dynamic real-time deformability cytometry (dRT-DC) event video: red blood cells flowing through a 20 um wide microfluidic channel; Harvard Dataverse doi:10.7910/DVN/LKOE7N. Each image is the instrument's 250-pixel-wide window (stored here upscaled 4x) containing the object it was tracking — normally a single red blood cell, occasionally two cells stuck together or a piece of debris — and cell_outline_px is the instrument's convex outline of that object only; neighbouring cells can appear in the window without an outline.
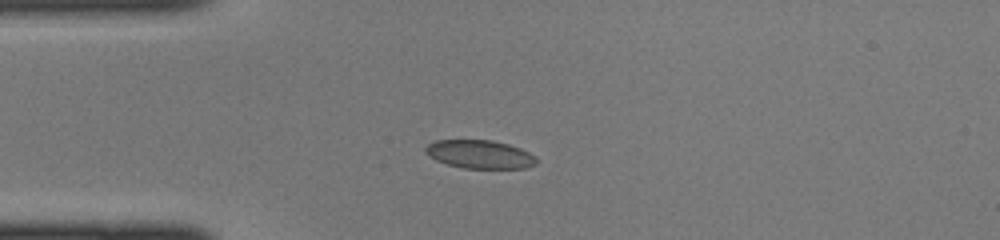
{"species": "common noctule bat (a hibernating species)", "species_latin": "Nyctalus noctula", "temperature_condition": "cold", "stored_images_in_passage": 34, "camera_frame_rate_fps": 3000, "um_per_image_px": 0.085, "animal": {"sex": "female", "body_mass_g": 22.0, "forearm_length_mm": 56.7}, "frame": {"image": 1, "passage_image": 1, "time_ms": 0.0, "image_size_px": [1000, 240], "cell_outline_px": [[536, 164], [524, 168], [464, 168], [448, 164], [436, 160], [424, 152], [424, 148], [428, 144], [436, 140], [492, 140], [508, 144], [520, 148], [536, 156]], "centroid_in_image_um": [40.77, 13.11], "position_along_channel_um": 44.2, "area_um2": 18.26}}
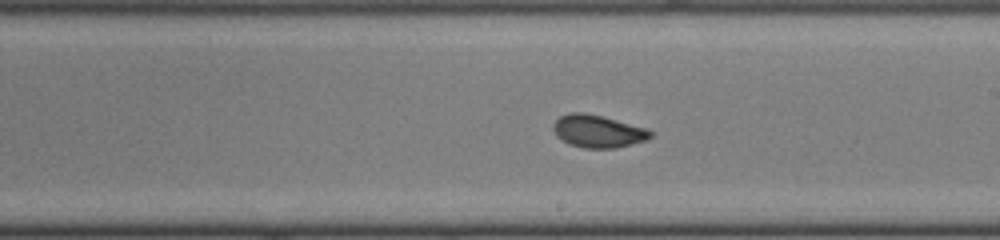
{"frame": {"image": 2, "passage_image": 15, "time_ms": 4.667, "image_size_px": [1000, 240], "cell_outline_px": [[652, 136], [648, 140], [616, 148], [584, 148], [568, 144], [556, 136], [552, 128], [552, 124], [560, 116], [572, 112], [584, 112], [648, 128], [652, 132]], "centroid_in_image_um": [50.82, 11.16], "position_along_channel_um": 238.2, "area_um2": 18.55}}
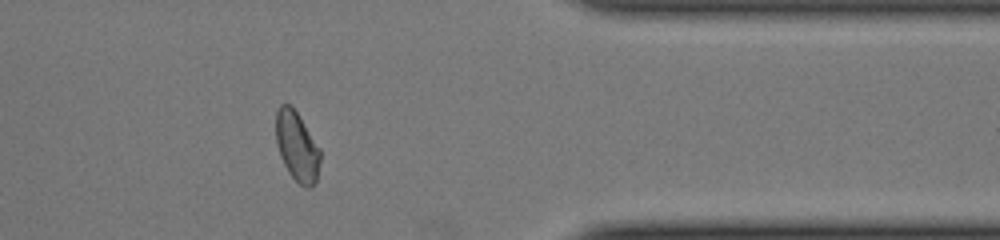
{"frame": {"image": 3, "passage_image": 26, "time_ms": 8.333, "image_size_px": [1000, 240], "cell_outline_px": [[320, 160], [316, 184], [312, 188], [304, 188], [288, 172], [280, 156], [276, 144], [276, 112], [280, 104], [292, 104], [320, 148]], "centroid_in_image_um": [25.25, 12.45], "position_along_channel_um": 386.2, "area_um2": 18.21}}